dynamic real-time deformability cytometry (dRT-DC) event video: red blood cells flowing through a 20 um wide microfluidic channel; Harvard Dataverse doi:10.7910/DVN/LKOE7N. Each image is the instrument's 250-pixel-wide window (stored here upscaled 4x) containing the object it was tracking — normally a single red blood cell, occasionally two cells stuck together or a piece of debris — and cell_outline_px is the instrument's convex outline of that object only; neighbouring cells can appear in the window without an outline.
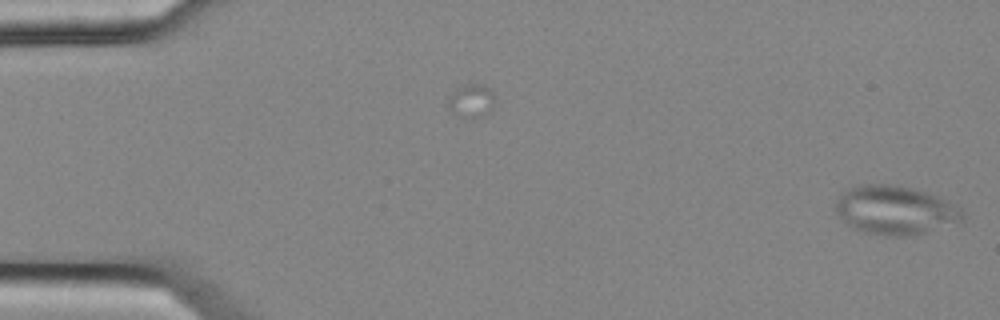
{"species": "common noctule bat (a hibernating species)", "species_latin": "Nyctalus noctula", "temperature_condition": "cold", "stored_images_in_passage": 3, "camera_frame_rate_fps": 3000, "um_per_image_px": 0.085, "animal": {"sex": "female", "body_mass_g": 25.1}, "frame": {"image": 1, "passage_image": 3, "time_ms": 0.667, "image_size_px": [1000, 320], "cell_outline_px": [[964, 220], [924, 232], [908, 236], [892, 236], [864, 232], [848, 224], [836, 212], [836, 200], [848, 188], [864, 184], [884, 184], [912, 188], [936, 196], [956, 204], [964, 212]], "centroid_in_image_um": [76.1, 17.86], "position_along_channel_um": 8.9, "area_um2": 35.49}}